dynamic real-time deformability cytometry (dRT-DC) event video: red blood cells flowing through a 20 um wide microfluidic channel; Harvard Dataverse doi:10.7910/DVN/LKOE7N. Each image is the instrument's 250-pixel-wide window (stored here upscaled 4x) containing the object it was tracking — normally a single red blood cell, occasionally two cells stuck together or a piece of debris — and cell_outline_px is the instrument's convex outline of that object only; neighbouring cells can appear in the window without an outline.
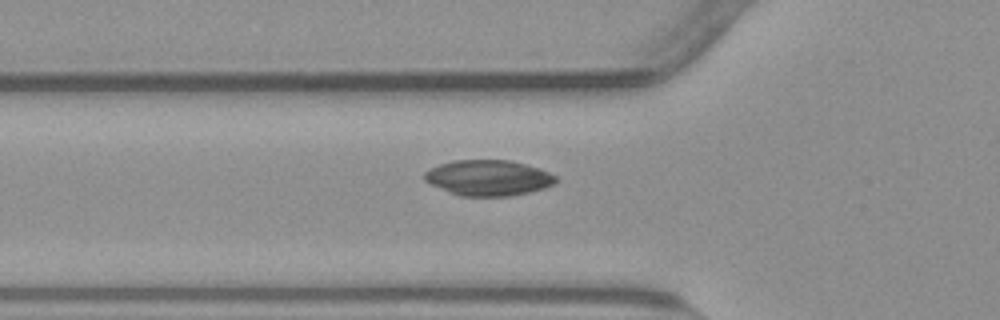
{"species": "common noctule bat (a hibernating species)", "species_latin": "Nyctalus noctula", "temperature_condition": "warm", "stored_images_in_passage": 40, "camera_frame_rate_fps": 3000, "um_per_image_px": 0.085, "animal": {"sex": "male", "body_mass_g": 23.1, "forearm_length_mm": 52.7}, "frame": {"image": 1, "passage_image": 8, "time_ms": 2.333, "image_size_px": [1000, 320], "cell_outline_px": [[560, 180], [556, 184], [544, 188], [512, 196], [460, 196], [432, 184], [424, 180], [424, 172], [440, 164], [452, 160], [508, 160], [540, 168], [556, 176]], "centroid_in_image_um": [41.55, 15.11], "position_along_channel_um": 84.2, "area_um2": 27.22}}
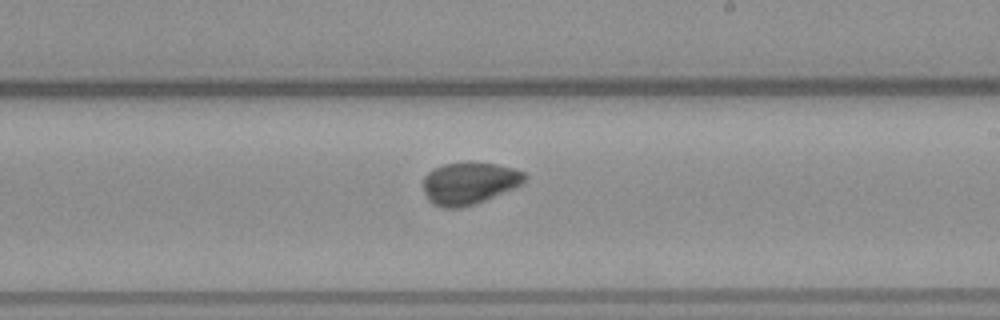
{"frame": {"image": 2, "passage_image": 21, "time_ms": 6.667, "image_size_px": [1000, 320], "cell_outline_px": [[528, 176], [524, 184], [484, 200], [460, 208], [444, 208], [432, 204], [428, 200], [424, 192], [424, 176], [428, 172], [444, 164], [496, 164], [512, 168], [524, 172]], "centroid_in_image_um": [39.89, 15.6], "position_along_channel_um": 249.1, "area_um2": 24.45}}
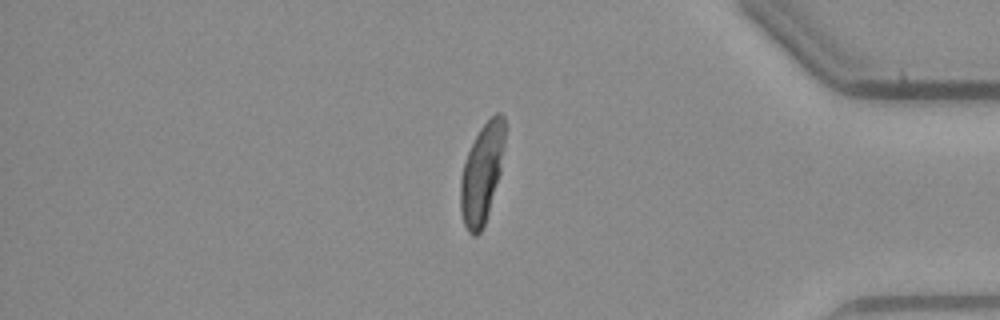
{"frame": {"image": 3, "passage_image": 35, "time_ms": 11.333, "image_size_px": [1000, 320], "cell_outline_px": [[504, 144], [500, 172], [488, 212], [484, 224], [480, 232], [476, 236], [472, 236], [468, 232], [464, 224], [460, 212], [460, 176], [468, 152], [480, 128], [496, 112], [500, 112], [504, 116]], "centroid_in_image_um": [40.94, 14.76], "position_along_channel_um": 394.3, "area_um2": 25.32}, "authors_computed_cell_mechanics": {"area_um2": 25.2586, "velocity_mm_per_s": 3.7839, "shape_relaxation_time_tau1_ms": 3.2875, "shape_relaxation_time_tau2_ms": null, "deformation_change_tau1": 0.1289, "deformation_change_tau2": null}}